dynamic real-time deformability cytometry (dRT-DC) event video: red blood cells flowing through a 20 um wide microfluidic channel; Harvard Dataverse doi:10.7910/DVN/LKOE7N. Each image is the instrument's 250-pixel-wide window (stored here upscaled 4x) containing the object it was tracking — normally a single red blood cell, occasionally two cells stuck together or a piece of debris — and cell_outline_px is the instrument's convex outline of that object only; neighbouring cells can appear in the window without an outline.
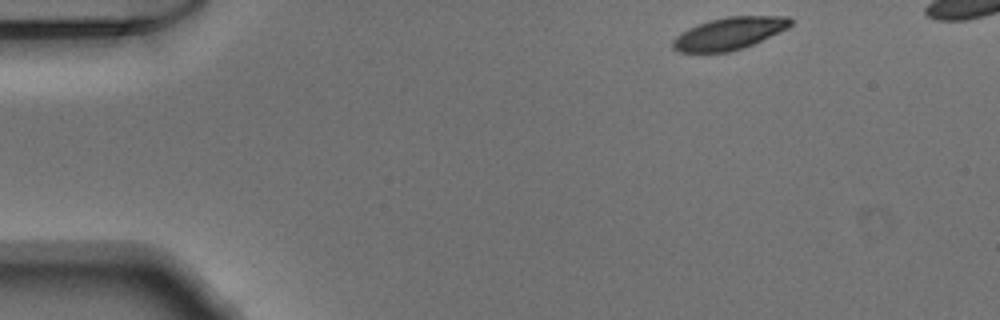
{"species": "Egyptian fruit bat (a non-hibernating species)", "species_latin": "Rousettus aegyptiacus", "temperature_condition": "warm", "stored_images_in_passage": 42, "camera_frame_rate_fps": 3000, "um_per_image_px": 0.085, "animal": {"sex": "male"}, "frame": {"image": 1, "passage_image": 1, "time_ms": 0.0, "image_size_px": [1000, 320], "cell_outline_px": [[792, 24], [788, 28], [744, 48], [728, 52], [680, 52], [672, 48], [672, 40], [676, 36], [688, 28], [708, 20], [728, 16], [788, 16], [792, 20]], "centroid_in_image_um": [61.98, 2.84], "position_along_channel_um": 23.0, "area_um2": 22.14}}
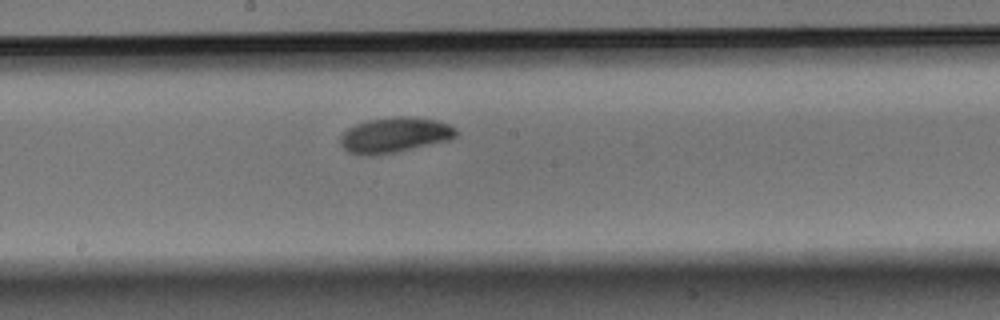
{"frame": {"image": 2, "passage_image": 22, "time_ms": 7.0, "image_size_px": [1000, 320], "cell_outline_px": [[456, 136], [448, 140], [396, 152], [372, 156], [368, 156], [348, 152], [340, 144], [340, 136], [348, 128], [356, 124], [368, 120], [392, 116], [412, 116], [436, 120], [448, 124], [456, 128]], "centroid_in_image_um": [33.52, 11.47], "position_along_channel_um": 214.7, "area_um2": 23.81}}
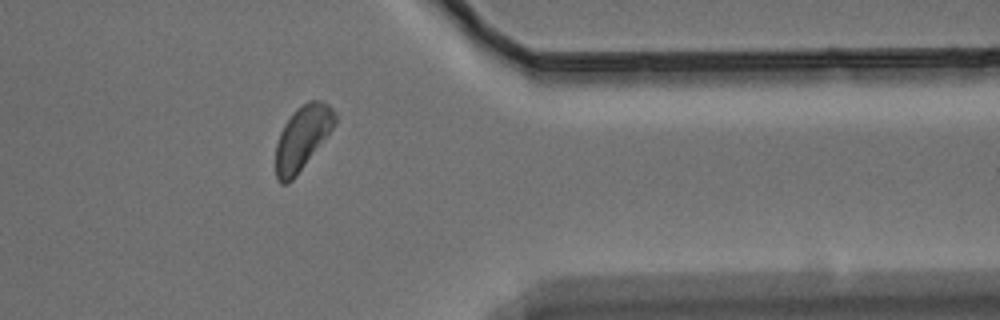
{"frame": {"image": 3, "passage_image": 36, "time_ms": 11.667, "image_size_px": [1000, 320], "cell_outline_px": [[336, 124], [296, 176], [288, 184], [280, 184], [276, 180], [276, 144], [280, 132], [284, 124], [292, 112], [296, 108], [308, 100], [320, 100], [328, 104], [336, 112]], "centroid_in_image_um": [25.69, 11.7], "position_along_channel_um": 385.7, "area_um2": 22.14}}